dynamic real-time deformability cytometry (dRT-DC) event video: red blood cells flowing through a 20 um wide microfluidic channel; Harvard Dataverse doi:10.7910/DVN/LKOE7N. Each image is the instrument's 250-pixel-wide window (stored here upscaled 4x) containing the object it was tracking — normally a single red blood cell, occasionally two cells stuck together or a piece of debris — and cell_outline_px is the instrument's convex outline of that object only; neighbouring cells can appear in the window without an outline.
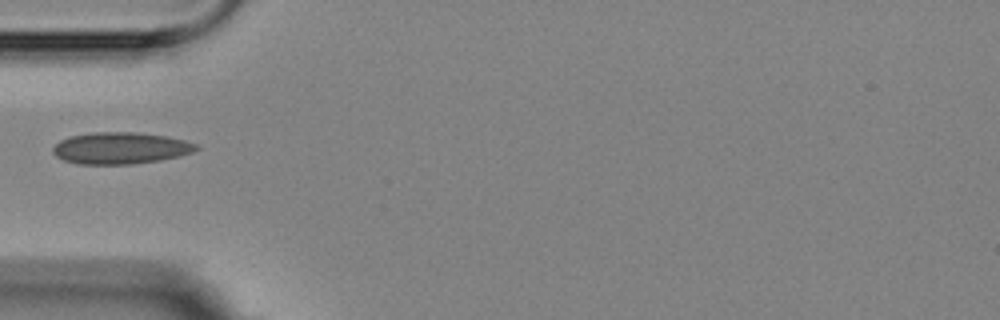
{"species": "Egyptian fruit bat (a non-hibernating species)", "species_latin": "Rousettus aegyptiacus", "temperature_condition": "room temperature", "stored_images_in_passage": 1, "camera_frame_rate_fps": 3000, "um_per_image_px": 0.085, "animal": {"sex": "female"}, "frame": {"image": 1, "passage_image": 1, "time_ms": 0.0, "image_size_px": [1000, 320], "cell_outline_px": [[200, 148], [192, 152], [180, 156], [160, 160], [132, 164], [76, 164], [64, 160], [56, 156], [52, 152], [52, 148], [60, 140], [72, 136], [92, 132], [136, 132], [164, 136], [184, 140], [196, 144]], "centroid_in_image_um": [10.23, 12.59], "position_along_channel_um": 74.8, "area_um2": 26.41}}